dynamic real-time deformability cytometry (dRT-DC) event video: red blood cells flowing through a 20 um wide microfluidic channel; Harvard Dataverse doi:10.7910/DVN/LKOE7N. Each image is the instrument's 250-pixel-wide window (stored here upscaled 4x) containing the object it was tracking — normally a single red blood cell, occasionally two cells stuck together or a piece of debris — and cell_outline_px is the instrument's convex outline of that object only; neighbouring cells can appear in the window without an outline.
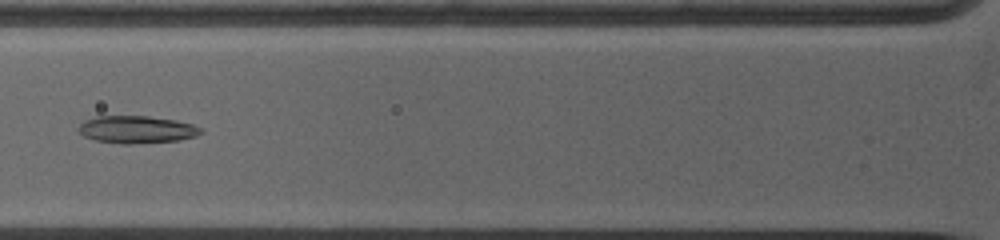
{"species": "common noctule bat (a hibernating species)", "species_latin": "Nyctalus noctula", "temperature_condition": "warm", "stored_images_in_passage": 66, "camera_frame_rate_fps": 5000, "um_per_image_px": 0.085, "animal": {"sex": "female", "body_mass_g": 19.0, "forearm_length_mm": 53.3}, "frame": {"image": 1, "passage_image": 16, "time_ms": 3.6, "image_size_px": [1000, 240], "cell_outline_px": [[204, 132], [196, 136], [176, 140], [132, 144], [124, 144], [96, 140], [84, 136], [80, 132], [80, 124], [84, 120], [96, 116], [148, 116], [176, 120], [192, 124], [200, 128]], "centroid_in_image_um": [11.63, 11.0], "position_along_channel_um": 114.2, "area_um2": 19.36}}
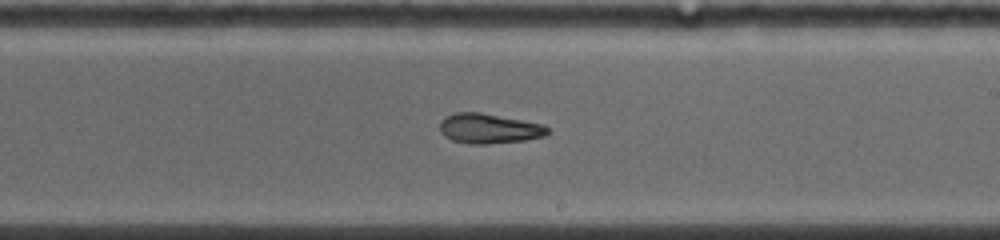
{"frame": {"image": 2, "passage_image": 30, "time_ms": 7.0, "image_size_px": [1000, 240], "cell_outline_px": [[552, 132], [544, 136], [524, 140], [488, 144], [468, 144], [452, 140], [444, 136], [440, 132], [440, 120], [444, 116], [456, 112], [480, 112], [544, 124]], "centroid_in_image_um": [41.55, 10.92], "position_along_channel_um": 247.4, "area_um2": 19.02}}
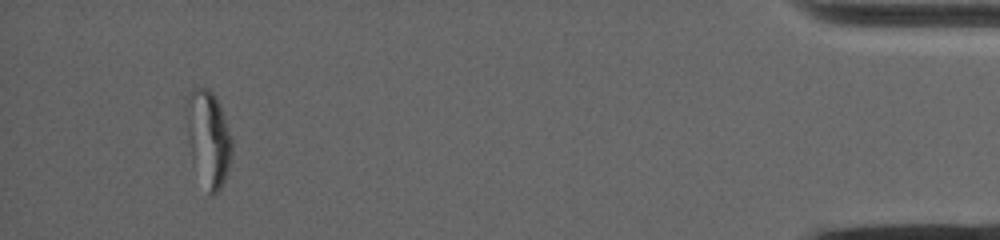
{"frame": {"image": 3, "passage_image": 59, "time_ms": 13.8, "image_size_px": [1000, 240], "cell_outline_px": [[232, 152], [228, 168], [224, 180], [220, 188], [216, 192], [208, 192], [192, 160], [188, 144], [188, 92], [192, 88], [208, 88], [216, 96], [220, 104], [232, 136]], "centroid_in_image_um": [17.74, 11.71], "position_along_channel_um": 417.5, "area_um2": 24.91}}